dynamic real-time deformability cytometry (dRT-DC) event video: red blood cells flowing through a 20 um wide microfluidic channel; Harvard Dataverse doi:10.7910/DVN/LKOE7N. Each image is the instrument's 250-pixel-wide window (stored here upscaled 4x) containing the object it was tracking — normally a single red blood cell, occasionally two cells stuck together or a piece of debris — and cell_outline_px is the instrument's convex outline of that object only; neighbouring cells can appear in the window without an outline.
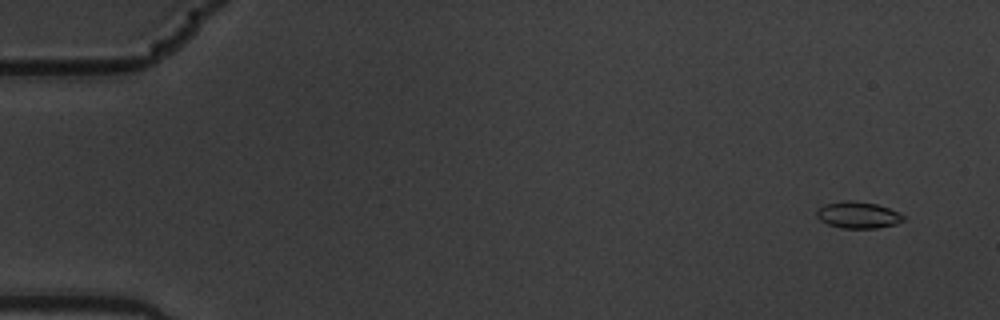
{"species": "common noctule bat (a hibernating species)", "species_latin": "Nyctalus noctula", "temperature_condition": "warm", "stored_images_in_passage": 57, "camera_frame_rate_fps": 3000, "um_per_image_px": 0.085, "animal": {"sex": "male", "body_mass_g": 19.5, "forearm_length_mm": 54.6}, "frame": {"image": 1, "passage_image": 3, "time_ms": 0.667, "image_size_px": [1000, 320], "cell_outline_px": [[904, 220], [896, 224], [876, 228], [844, 228], [828, 224], [820, 220], [816, 216], [816, 208], [824, 204], [844, 200], [852, 200], [876, 204], [888, 208], [904, 216]], "centroid_in_image_um": [72.88, 18.26], "position_along_channel_um": 12.1, "area_um2": 13.41}}
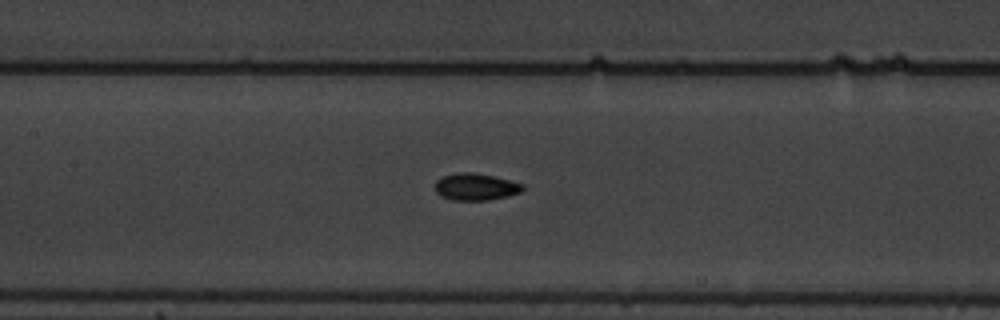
{"frame": {"image": 2, "passage_image": 27, "time_ms": 8.667, "image_size_px": [1000, 320], "cell_outline_px": [[524, 188], [520, 192], [508, 196], [488, 200], [452, 200], [440, 196], [436, 192], [436, 180], [444, 176], [460, 172], [472, 172], [492, 176], [524, 184]], "centroid_in_image_um": [40.43, 15.89], "position_along_channel_um": 167.0, "area_um2": 13.64}}
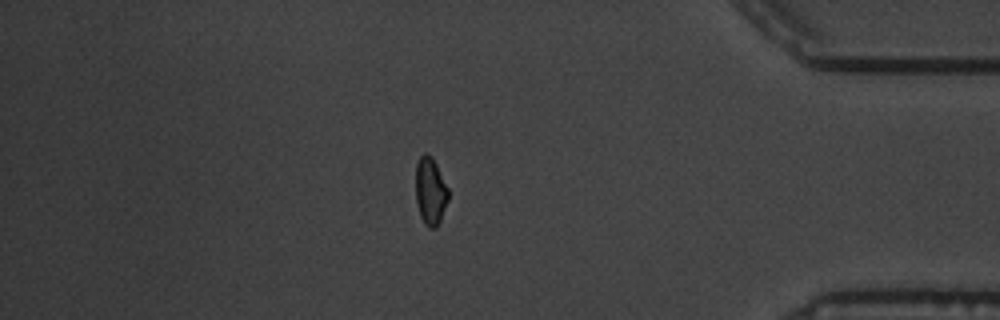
{"frame": {"image": 3, "passage_image": 49, "time_ms": 16.0, "image_size_px": [1000, 320], "cell_outline_px": [[448, 200], [440, 220], [436, 228], [428, 228], [424, 224], [420, 216], [416, 200], [416, 164], [420, 156], [424, 152], [432, 156], [448, 188]], "centroid_in_image_um": [36.57, 16.25], "position_along_channel_um": 398.6, "area_um2": 12.83}, "authors_computed_cell_mechanics": {"area_um2": 13.1784, "velocity_mm_per_s": 3.5832, "shape_relaxation_time_tau1_ms": 5.6239, "shape_relaxation_time_tau2_ms": 1.0209, "deformation_change_tau1": 0.136, "deformation_change_tau2": 0.0298}}